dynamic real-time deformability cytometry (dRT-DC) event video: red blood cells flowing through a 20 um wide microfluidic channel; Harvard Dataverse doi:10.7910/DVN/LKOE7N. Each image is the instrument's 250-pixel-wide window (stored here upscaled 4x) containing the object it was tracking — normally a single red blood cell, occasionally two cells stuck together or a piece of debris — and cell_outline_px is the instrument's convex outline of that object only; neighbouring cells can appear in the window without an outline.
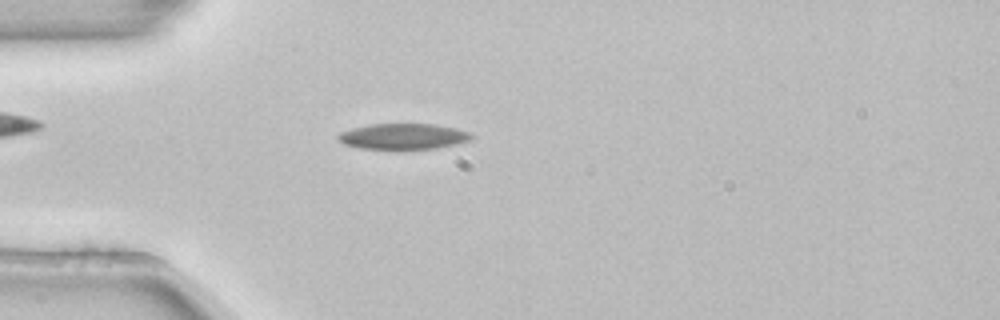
{"species": "common noctule bat (a hibernating species)", "species_latin": "Nyctalus noctula", "temperature_condition": "room temperature", "stored_images_in_passage": 4, "camera_frame_rate_fps": 3000, "um_per_image_px": 0.085, "animal": {"sex": "female", "body_mass_g": 22.7, "forearm_length_mm": 54.2}, "frame": {"image": 1, "passage_image": 4, "time_ms": 1.0, "image_size_px": [1000, 320], "cell_outline_px": [[472, 136], [468, 140], [456, 144], [436, 148], [396, 152], [360, 148], [344, 144], [336, 136], [340, 132], [352, 128], [368, 124], [436, 124], [456, 128], [472, 132]], "centroid_in_image_um": [34.25, 11.63], "position_along_channel_um": 50.8, "area_um2": 20.87}}